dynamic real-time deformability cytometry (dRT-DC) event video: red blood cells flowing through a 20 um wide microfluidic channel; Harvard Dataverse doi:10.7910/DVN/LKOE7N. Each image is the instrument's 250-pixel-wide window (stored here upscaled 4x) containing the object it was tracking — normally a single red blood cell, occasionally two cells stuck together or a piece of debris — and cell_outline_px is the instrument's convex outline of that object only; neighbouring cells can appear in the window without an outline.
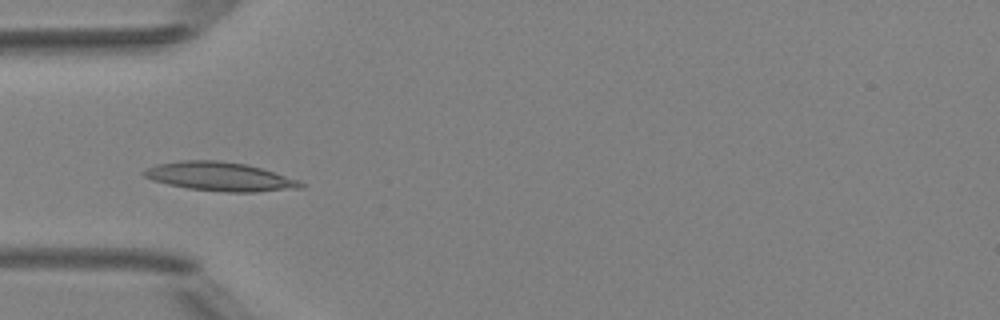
{"species": "Egyptian fruit bat (a non-hibernating species)", "species_latin": "Rousettus aegyptiacus", "temperature_condition": "room temperature", "stored_images_in_passage": 5, "camera_frame_rate_fps": 3000, "um_per_image_px": 0.085, "animal": {"sex": "female"}, "frame": {"image": 1, "passage_image": 5, "time_ms": 4.667, "image_size_px": [1000, 320], "cell_outline_px": [[304, 188], [256, 192], [228, 192], [188, 188], [168, 184], [152, 180], [144, 176], [140, 172], [144, 168], [156, 164], [180, 160], [220, 160], [244, 164], [260, 168], [300, 180], [304, 184]], "centroid_in_image_um": [18.67, 15.0], "position_along_channel_um": 66.3, "area_um2": 26.41}}